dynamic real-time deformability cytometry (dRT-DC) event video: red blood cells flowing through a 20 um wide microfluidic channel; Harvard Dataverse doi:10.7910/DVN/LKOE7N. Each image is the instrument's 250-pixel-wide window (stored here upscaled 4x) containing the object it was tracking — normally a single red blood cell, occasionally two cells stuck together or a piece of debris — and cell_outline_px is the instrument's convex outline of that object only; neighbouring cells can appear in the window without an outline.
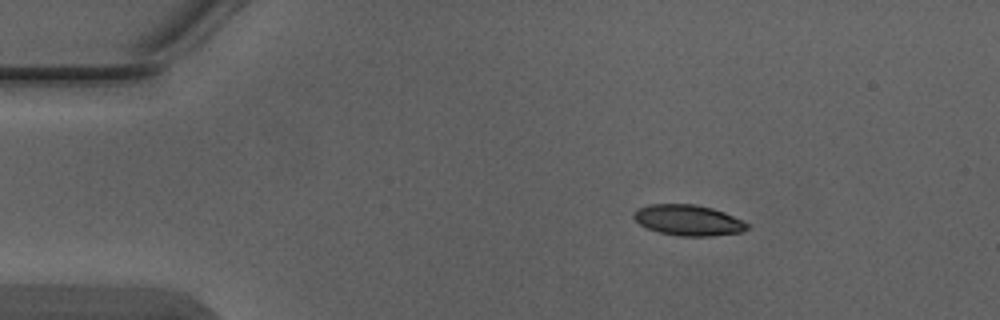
{"species": "Egyptian fruit bat (a non-hibernating species)", "species_latin": "Rousettus aegyptiacus", "temperature_condition": "warm", "stored_images_in_passage": 4, "camera_frame_rate_fps": 3000, "um_per_image_px": 0.085, "animal": {"sex": "male"}, "frame": {"image": 1, "passage_image": 2, "time_ms": 0.333, "image_size_px": [1000, 320], "cell_outline_px": [[752, 228], [740, 232], [712, 236], [680, 236], [660, 232], [648, 228], [640, 224], [632, 216], [632, 212], [636, 208], [648, 204], [696, 204], [712, 208], [724, 212], [748, 224]], "centroid_in_image_um": [58.47, 18.71], "position_along_channel_um": 26.5, "area_um2": 20.35}}
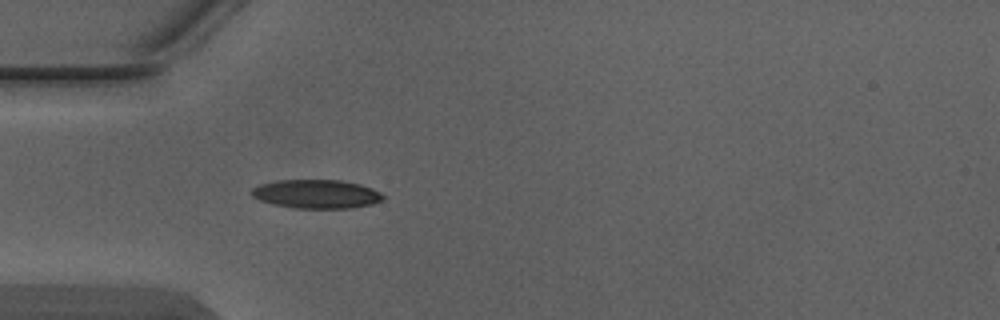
{"frame": {"image": 2, "passage_image": 4, "time_ms": 1.0, "image_size_px": [1000, 320], "cell_outline_px": [[384, 200], [372, 204], [352, 208], [296, 208], [272, 204], [260, 200], [252, 196], [248, 192], [252, 188], [260, 184], [276, 180], [340, 180], [360, 184], [372, 188], [380, 192], [384, 196]], "centroid_in_image_um": [26.89, 16.49], "position_along_channel_um": 58.1, "area_um2": 22.2}}